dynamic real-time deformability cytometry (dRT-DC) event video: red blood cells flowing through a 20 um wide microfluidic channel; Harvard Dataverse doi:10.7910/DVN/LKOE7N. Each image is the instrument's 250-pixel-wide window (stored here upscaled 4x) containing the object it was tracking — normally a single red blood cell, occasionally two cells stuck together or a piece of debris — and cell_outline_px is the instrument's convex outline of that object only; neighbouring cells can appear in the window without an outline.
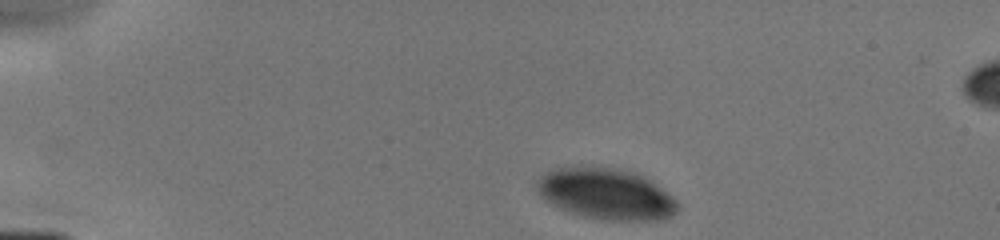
{"species": "human", "species_latin": "Homo sapiens", "temperature_condition": "cold", "stored_images_in_passage": 4, "camera_frame_rate_fps": 3000, "um_per_image_px": 0.085, "donor": {"sex": "male"}, "frame": {"image": 1, "passage_image": 1, "time_ms": 0.0, "image_size_px": [1000, 240], "cell_outline_px": [[680, 204], [676, 212], [672, 216], [660, 220], [600, 220], [580, 216], [560, 208], [552, 204], [540, 192], [540, 180], [544, 172], [556, 168], [580, 164], [592, 164], [636, 172], [652, 180], [672, 196]], "centroid_in_image_um": [51.58, 16.45], "position_along_channel_um": 33.4, "area_um2": 42.37}}